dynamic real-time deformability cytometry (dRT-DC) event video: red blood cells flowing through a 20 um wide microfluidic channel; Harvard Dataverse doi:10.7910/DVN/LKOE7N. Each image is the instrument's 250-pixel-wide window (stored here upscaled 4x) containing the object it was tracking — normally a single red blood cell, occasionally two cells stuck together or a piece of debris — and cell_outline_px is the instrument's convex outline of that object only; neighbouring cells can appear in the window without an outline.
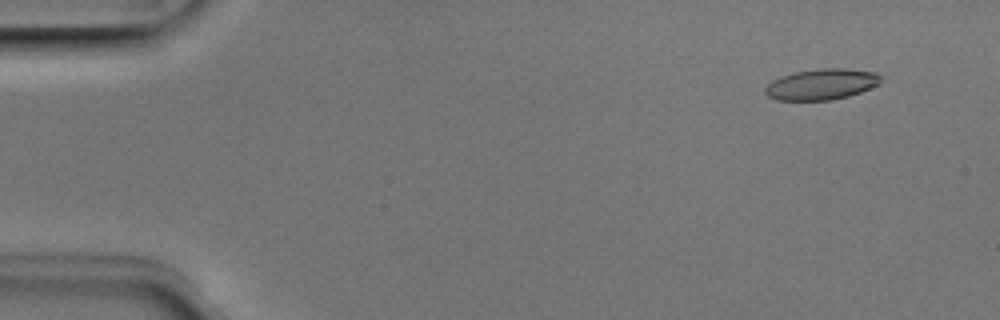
{"species": "Egyptian fruit bat (a non-hibernating species)", "species_latin": "Rousettus aegyptiacus", "temperature_condition": "room temperature", "stored_images_in_passage": 4, "camera_frame_rate_fps": 3000, "um_per_image_px": 0.085, "animal": {"sex": "male"}, "frame": {"image": 1, "passage_image": 1, "time_ms": 0.0, "image_size_px": [1000, 320], "cell_outline_px": [[880, 84], [860, 92], [848, 96], [832, 100], [776, 100], [768, 96], [764, 92], [764, 88], [772, 80], [780, 76], [796, 72], [820, 68], [844, 68], [876, 72], [880, 76]], "centroid_in_image_um": [69.81, 7.16], "position_along_channel_um": 15.2, "area_um2": 20.87}}
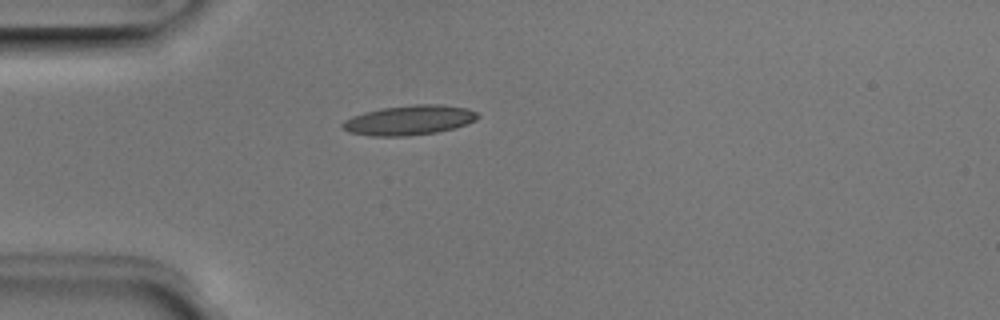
{"frame": {"image": 2, "passage_image": 3, "time_ms": 0.667, "image_size_px": [1000, 320], "cell_outline_px": [[480, 116], [476, 120], [452, 128], [436, 132], [408, 136], [372, 136], [348, 132], [340, 124], [344, 120], [352, 116], [364, 112], [380, 108], [412, 104], [440, 104], [468, 108], [476, 112]], "centroid_in_image_um": [34.76, 10.2], "position_along_channel_um": 50.2, "area_um2": 23.47}}